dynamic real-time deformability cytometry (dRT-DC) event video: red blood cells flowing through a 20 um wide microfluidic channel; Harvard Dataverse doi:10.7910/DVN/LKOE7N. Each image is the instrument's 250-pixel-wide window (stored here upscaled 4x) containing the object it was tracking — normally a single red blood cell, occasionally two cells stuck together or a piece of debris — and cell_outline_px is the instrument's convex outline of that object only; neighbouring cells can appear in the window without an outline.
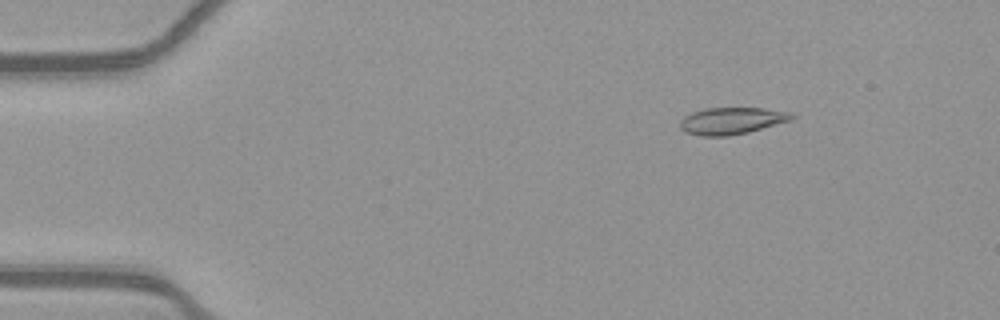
{"species": "common noctule bat (a hibernating species)", "species_latin": "Nyctalus noctula", "temperature_condition": "warm", "stored_images_in_passage": 51, "camera_frame_rate_fps": 3000, "um_per_image_px": 0.085, "animal": {"sex": "female", "body_mass_g": 21.9}, "frame": {"image": 1, "passage_image": 6, "time_ms": 1.667, "image_size_px": [1000, 320], "cell_outline_px": [[796, 116], [788, 120], [748, 132], [728, 136], [700, 136], [684, 132], [680, 128], [680, 120], [684, 116], [692, 112], [704, 108], [764, 108], [792, 112]], "centroid_in_image_um": [62.14, 10.26], "position_along_channel_um": 22.9, "area_um2": 17.46}}
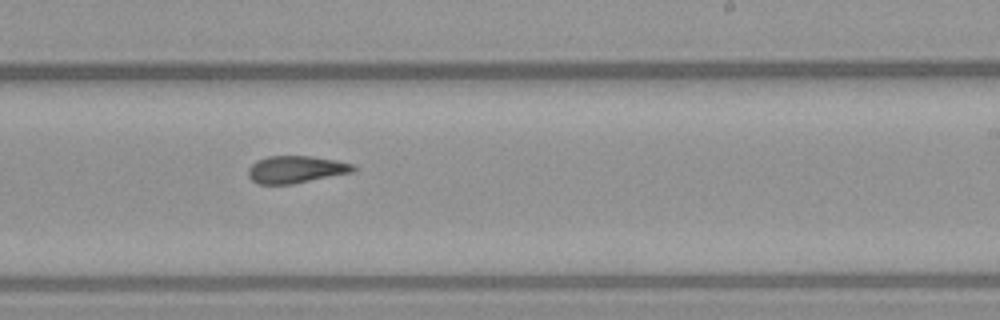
{"frame": {"image": 2, "passage_image": 31, "time_ms": 10.0, "image_size_px": [1000, 320], "cell_outline_px": [[356, 172], [292, 184], [256, 184], [248, 176], [248, 168], [256, 160], [268, 156], [312, 156], [336, 160], [352, 164], [356, 168]], "centroid_in_image_um": [25.16, 14.4], "position_along_channel_um": 263.8, "area_um2": 16.88}}
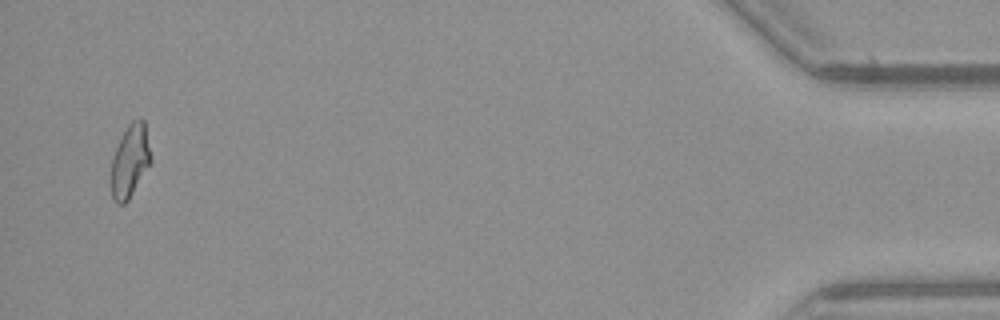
{"frame": {"image": 3, "passage_image": 50, "time_ms": 16.333, "image_size_px": [1000, 320], "cell_outline_px": [[152, 160], [128, 200], [124, 204], [116, 204], [112, 200], [112, 156], [128, 124], [132, 120], [140, 116], [144, 120]], "centroid_in_image_um": [11.06, 13.66], "position_along_channel_um": 424.1, "area_um2": 16.65}, "authors_computed_cell_mechanics": {"area_um2": 17.051, "velocity_mm_per_s": 3.8969, "shape_relaxation_time_tau1_ms": null, "shape_relaxation_time_tau2_ms": 2.5414, "deformation_change_tau1": null, "deformation_change_tau2": 0.087}}